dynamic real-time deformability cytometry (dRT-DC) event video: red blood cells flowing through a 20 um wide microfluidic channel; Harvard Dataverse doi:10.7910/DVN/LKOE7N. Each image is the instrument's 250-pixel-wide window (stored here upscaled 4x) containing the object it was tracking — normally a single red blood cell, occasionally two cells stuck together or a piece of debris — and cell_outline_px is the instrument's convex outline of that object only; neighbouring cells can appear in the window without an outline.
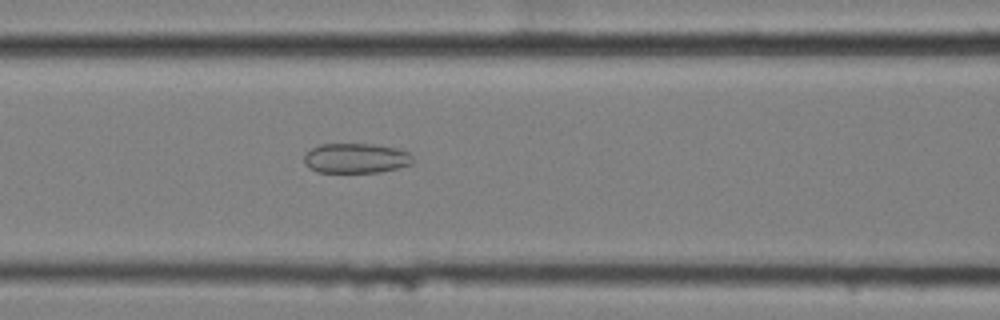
{"species": "common noctule bat (a hibernating species)", "species_latin": "Nyctalus noctula", "temperature_condition": "cold", "stored_images_in_passage": 41, "camera_frame_rate_fps": 3000, "um_per_image_px": 0.085, "animal": {"sex": "female", "body_mass_g": 25.1}, "frame": {"image": 1, "passage_image": 15, "time_ms": 4.667, "image_size_px": [1000, 320], "cell_outline_px": [[412, 164], [380, 172], [316, 172], [308, 168], [304, 164], [304, 152], [320, 144], [376, 144], [400, 148], [408, 152], [412, 156]], "centroid_in_image_um": [30.23, 13.44], "position_along_channel_um": 136.4, "area_um2": 19.19}}
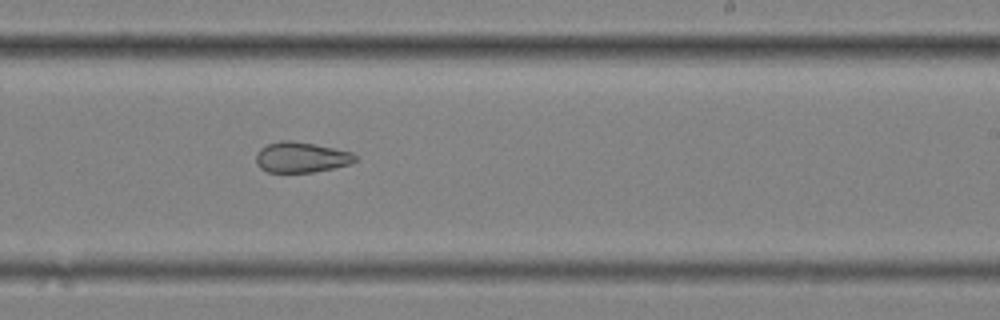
{"frame": {"image": 2, "passage_image": 26, "time_ms": 8.333, "image_size_px": [1000, 320], "cell_outline_px": [[356, 160], [352, 164], [312, 172], [268, 172], [260, 168], [256, 164], [256, 152], [260, 148], [268, 144], [280, 140], [292, 140], [352, 152], [356, 156]], "centroid_in_image_um": [25.57, 13.37], "position_along_channel_um": 263.4, "area_um2": 17.57}}
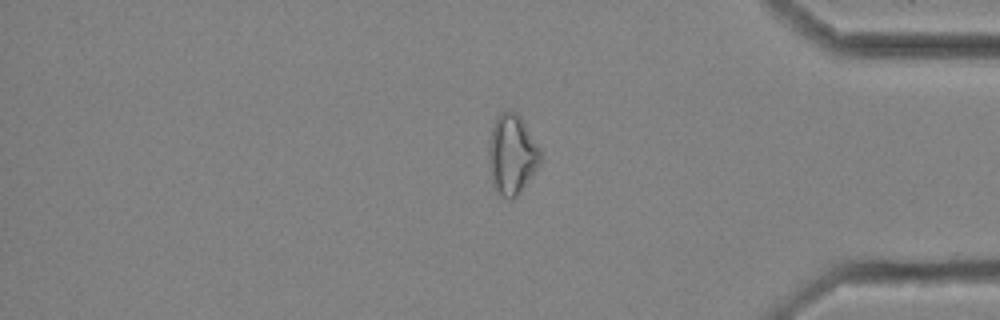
{"frame": {"image": 3, "passage_image": 39, "time_ms": 12.667, "image_size_px": [1000, 320], "cell_outline_px": [[540, 164], [516, 196], [512, 200], [500, 196], [492, 184], [488, 164], [488, 148], [492, 128], [496, 116], [500, 112], [516, 112], [520, 116], [540, 148]], "centroid_in_image_um": [43.48, 13.14], "position_along_channel_um": 391.7, "area_um2": 23.99}, "authors_computed_cell_mechanics": {"area_um2": 19.5942, "velocity_mm_per_s": 3.4728, "shape_relaxation_time_tau1_ms": null, "shape_relaxation_time_tau2_ms": 3.7523, "deformation_change_tau1": null, "deformation_change_tau2": 0.1046}}